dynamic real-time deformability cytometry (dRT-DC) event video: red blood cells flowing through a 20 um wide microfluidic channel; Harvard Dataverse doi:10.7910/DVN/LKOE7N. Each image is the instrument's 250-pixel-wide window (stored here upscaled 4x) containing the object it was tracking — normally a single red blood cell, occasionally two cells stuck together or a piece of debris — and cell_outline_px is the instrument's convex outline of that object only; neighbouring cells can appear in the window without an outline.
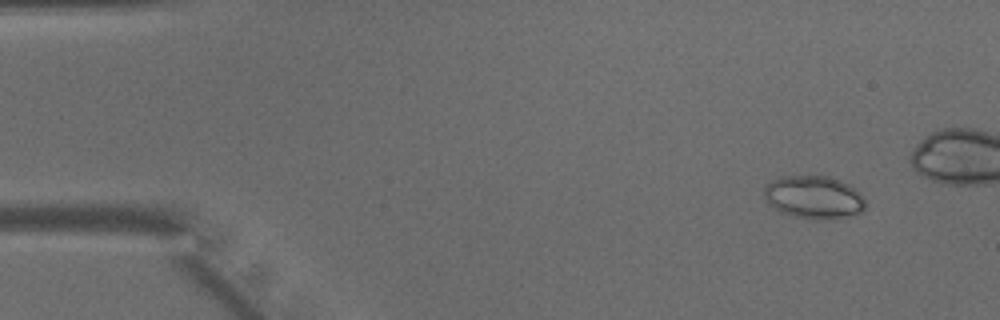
{"species": "common noctule bat (a hibernating species)", "species_latin": "Nyctalus noctula", "temperature_condition": "warm", "stored_images_in_passage": 47, "camera_frame_rate_fps": 3000, "um_per_image_px": 0.085, "animal": {"sex": "male", "body_mass_g": 15.6}, "frame": {"image": 1, "passage_image": 3, "time_ms": 0.667, "image_size_px": [1000, 320], "cell_outline_px": [[864, 212], [836, 220], [812, 220], [780, 212], [768, 204], [764, 196], [764, 188], [768, 184], [780, 176], [828, 176], [840, 180], [856, 188], [864, 196]], "centroid_in_image_um": [69.22, 16.79], "position_along_channel_um": 15.8, "area_um2": 25.78}}
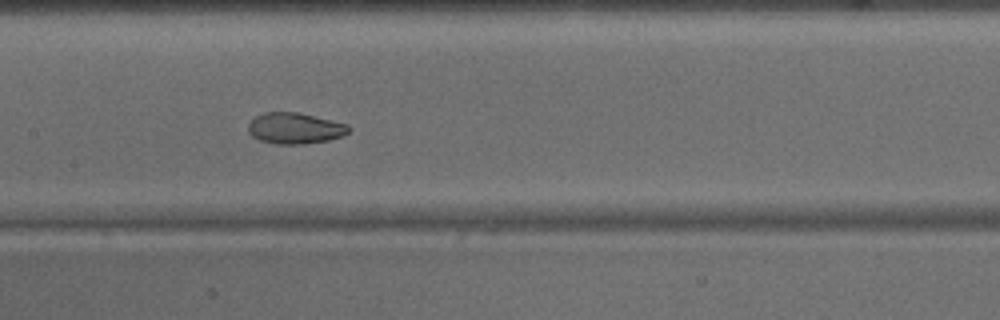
{"frame": {"image": 2, "passage_image": 22, "time_ms": 7.0, "image_size_px": [1000, 320], "cell_outline_px": [[352, 128], [344, 136], [328, 140], [304, 144], [276, 144], [260, 140], [252, 136], [248, 132], [248, 124], [256, 116], [264, 112], [296, 112], [348, 124]], "centroid_in_image_um": [25.08, 10.91], "position_along_channel_um": 182.3, "area_um2": 18.21}}
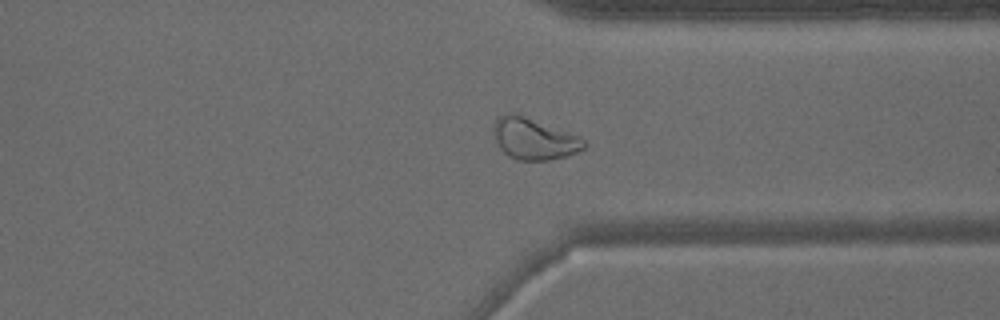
{"frame": {"image": 3, "passage_image": 35, "time_ms": 11.333, "image_size_px": [1000, 320], "cell_outline_px": [[588, 144], [584, 148], [576, 152], [564, 156], [548, 160], [516, 160], [508, 156], [500, 148], [496, 140], [492, 128], [496, 120], [500, 116], [508, 112], [512, 112], [524, 116], [580, 136]], "centroid_in_image_um": [45.38, 11.8], "position_along_channel_um": 366.0, "area_um2": 21.68}}